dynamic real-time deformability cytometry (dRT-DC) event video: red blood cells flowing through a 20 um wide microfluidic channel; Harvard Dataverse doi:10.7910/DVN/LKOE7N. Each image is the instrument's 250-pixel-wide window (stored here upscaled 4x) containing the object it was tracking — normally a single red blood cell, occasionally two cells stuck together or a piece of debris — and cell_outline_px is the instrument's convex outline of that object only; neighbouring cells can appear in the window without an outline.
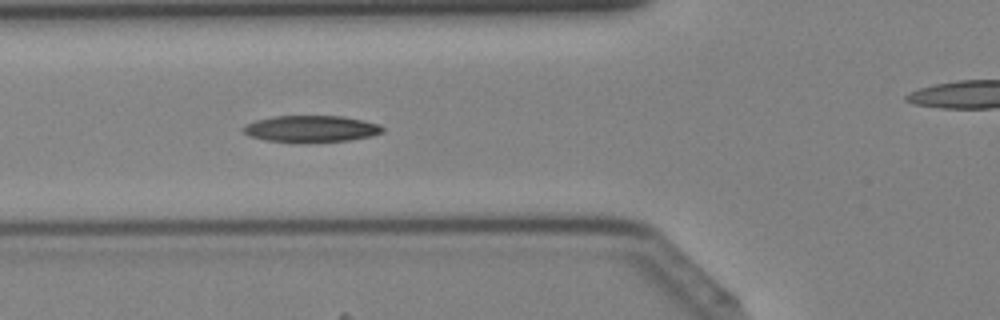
{"species": "Egyptian fruit bat (a non-hibernating species)", "species_latin": "Rousettus aegyptiacus", "temperature_condition": "cold", "stored_images_in_passage": 32, "camera_frame_rate_fps": 3000, "um_per_image_px": 0.085, "animal": {"sex": "female"}, "frame": {"image": 1, "passage_image": 9, "time_ms": 2.667, "image_size_px": [1000, 320], "cell_outline_px": [[384, 132], [372, 136], [348, 140], [264, 140], [252, 136], [244, 132], [240, 128], [244, 124], [256, 120], [272, 116], [340, 116], [364, 120], [380, 124], [384, 128]], "centroid_in_image_um": [26.46, 10.9], "position_along_channel_um": 99.3, "area_um2": 20.92}}
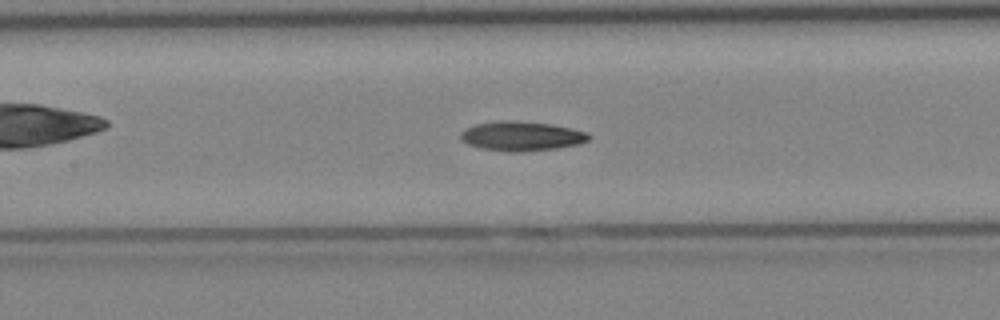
{"frame": {"image": 2, "passage_image": 13, "time_ms": 4.0, "image_size_px": [1000, 320], "cell_outline_px": [[592, 136], [588, 140], [576, 144], [556, 148], [520, 152], [512, 152], [484, 148], [468, 144], [460, 140], [460, 132], [464, 128], [476, 124], [496, 120], [516, 120], [552, 124], [588, 132]], "centroid_in_image_um": [44.3, 11.55], "position_along_channel_um": 163.1, "area_um2": 22.08}}
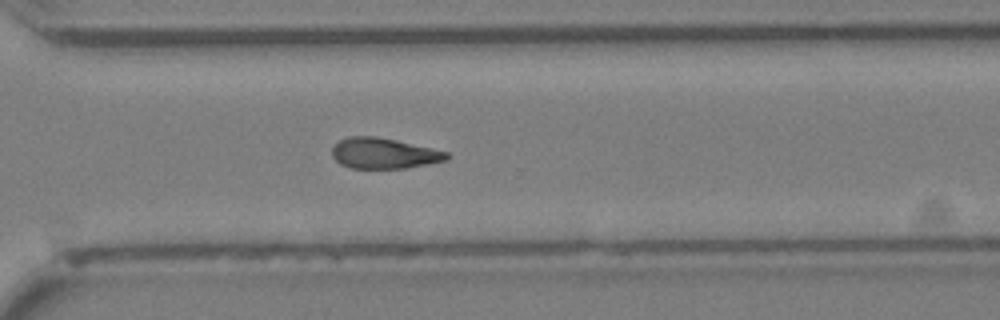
{"frame": {"image": 3, "passage_image": 24, "time_ms": 7.667, "image_size_px": [1000, 320], "cell_outline_px": [[448, 156], [444, 160], [428, 164], [404, 168], [352, 168], [340, 164], [332, 156], [332, 148], [340, 140], [348, 136], [376, 136], [396, 140], [432, 148], [448, 152]], "centroid_in_image_um": [32.59, 13.02], "position_along_channel_um": 338.0, "area_um2": 20.29}}